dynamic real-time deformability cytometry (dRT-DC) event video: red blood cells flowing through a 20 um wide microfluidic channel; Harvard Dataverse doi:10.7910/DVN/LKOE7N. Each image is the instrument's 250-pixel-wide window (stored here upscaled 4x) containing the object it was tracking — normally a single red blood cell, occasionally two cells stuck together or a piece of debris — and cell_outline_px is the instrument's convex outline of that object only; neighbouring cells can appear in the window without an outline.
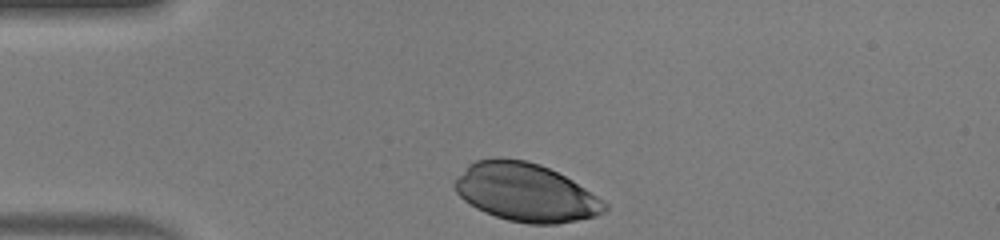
{"species": "human", "species_latin": "Homo sapiens", "temperature_condition": "warm", "stored_images_in_passage": 30, "camera_frame_rate_fps": 3000, "um_per_image_px": 0.085, "donor": {"sex": "male"}, "frame": {"image": 1, "passage_image": 1, "time_ms": 0.0, "image_size_px": [1000, 240], "cell_outline_px": [[608, 208], [604, 212], [596, 216], [556, 224], [528, 224], [508, 220], [484, 212], [476, 208], [464, 200], [456, 192], [452, 184], [468, 164], [476, 160], [528, 160], [540, 164], [572, 180], [608, 204]], "centroid_in_image_um": [44.68, 16.38], "position_along_channel_um": 40.3, "area_um2": 50.11}}
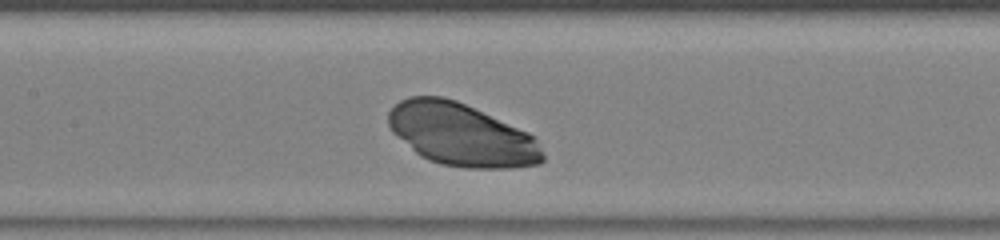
{"frame": {"image": 2, "passage_image": 13, "time_ms": 4.0, "image_size_px": [1000, 240], "cell_outline_px": [[544, 160], [540, 164], [508, 168], [464, 168], [440, 164], [428, 160], [420, 156], [392, 132], [388, 124], [388, 112], [400, 100], [408, 96], [444, 96], [456, 100], [528, 132], [536, 136], [544, 152]], "centroid_in_image_um": [39.23, 11.45], "position_along_channel_um": 168.2, "area_um2": 56.53}}
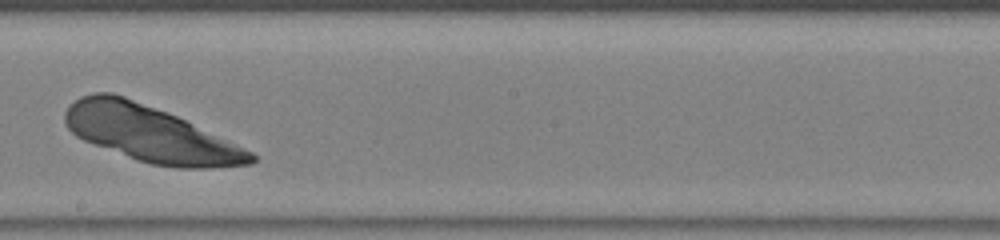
{"frame": {"image": 3, "passage_image": 18, "time_ms": 5.667, "image_size_px": [1000, 240], "cell_outline_px": [[256, 160], [252, 164], [212, 168], [176, 168], [152, 164], [136, 160], [84, 140], [76, 136], [68, 128], [64, 120], [64, 112], [80, 96], [92, 92], [112, 92], [124, 96], [168, 112], [244, 148], [252, 152], [256, 156]], "centroid_in_image_um": [12.74, 11.37], "position_along_channel_um": 235.5, "area_um2": 60.23}}